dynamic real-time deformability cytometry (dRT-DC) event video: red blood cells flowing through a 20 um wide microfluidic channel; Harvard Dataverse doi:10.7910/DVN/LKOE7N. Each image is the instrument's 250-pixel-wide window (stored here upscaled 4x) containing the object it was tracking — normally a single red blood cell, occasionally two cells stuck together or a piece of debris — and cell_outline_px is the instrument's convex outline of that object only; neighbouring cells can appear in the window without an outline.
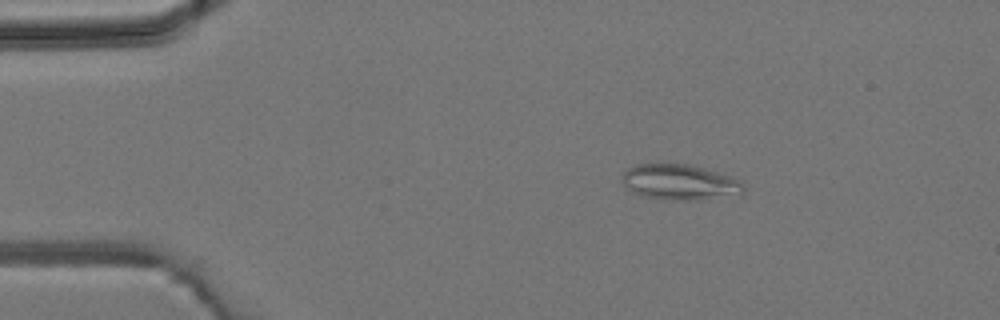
{"species": "common noctule bat (a hibernating species)", "species_latin": "Nyctalus noctula", "temperature_condition": "room temperature", "stored_images_in_passage": 2, "camera_frame_rate_fps": 3000, "um_per_image_px": 0.085, "animal": {"sex": "male", "body_mass_g": 19.2, "forearm_length_mm": 51.8}, "frame": {"image": 1, "passage_image": 1, "time_ms": 0.0, "image_size_px": [1000, 320], "cell_outline_px": [[744, 192], [740, 196], [692, 200], [664, 200], [640, 196], [632, 192], [624, 184], [624, 172], [628, 168], [636, 164], [692, 164], [740, 180], [744, 188]], "centroid_in_image_um": [57.81, 15.51], "position_along_channel_um": 27.2, "area_um2": 25.32}}